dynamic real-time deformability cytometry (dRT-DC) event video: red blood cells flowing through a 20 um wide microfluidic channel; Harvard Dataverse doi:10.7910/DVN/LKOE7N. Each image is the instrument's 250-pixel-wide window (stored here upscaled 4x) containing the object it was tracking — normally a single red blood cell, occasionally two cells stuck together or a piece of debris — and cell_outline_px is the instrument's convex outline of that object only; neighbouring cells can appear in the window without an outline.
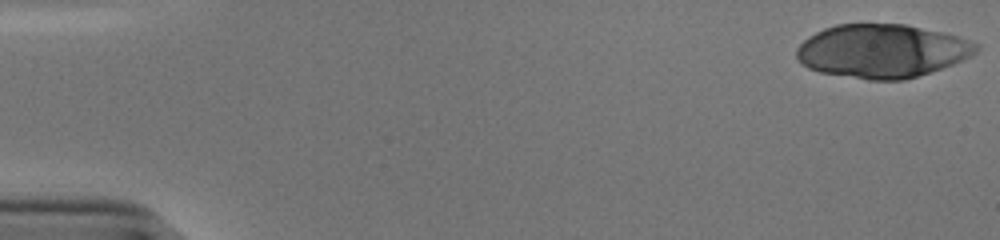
{"species": "human", "species_latin": "Homo sapiens", "temperature_condition": "cold", "stored_images_in_passage": 45, "camera_frame_rate_fps": 3000, "um_per_image_px": 0.085, "donor": {"sex": "male"}, "frame": {"image": 1, "passage_image": 1, "time_ms": 0.0, "image_size_px": [1000, 240], "cell_outline_px": [[980, 48], [972, 56], [952, 64], [904, 80], [868, 80], [820, 72], [808, 68], [796, 56], [796, 48], [808, 36], [824, 28], [836, 24], [904, 24], [940, 32], [956, 36], [980, 44]], "centroid_in_image_um": [74.96, 4.33], "position_along_channel_um": 10.0, "area_um2": 55.72}}
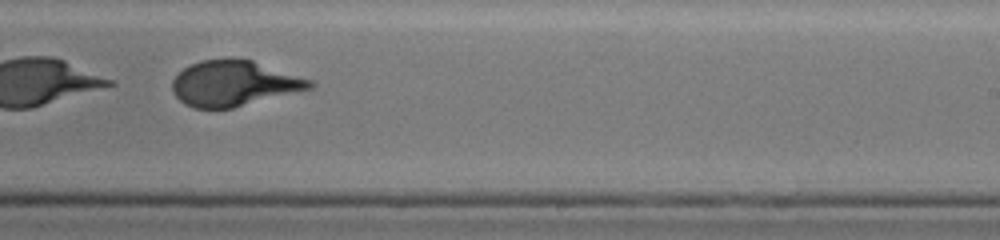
{"frame": {"image": 2, "passage_image": 34, "time_ms": 11.0, "image_size_px": [1000, 240], "cell_outline_px": [[316, 84], [312, 88], [232, 108], [192, 108], [184, 104], [172, 92], [172, 80], [184, 68], [200, 60], [232, 56], [252, 60], [312, 80]], "centroid_in_image_um": [19.87, 7.06], "position_along_channel_um": 269.1, "area_um2": 36.65}, "authors_computed_cell_mechanics": {"area_um2": 37.859, "velocity_mm_per_s": 3.8556, "shape_relaxation_time_tau1_ms": 5.771, "shape_relaxation_time_tau2_ms": null, "deformation_change_tau1": 0.2543, "deformation_change_tau2": null}}